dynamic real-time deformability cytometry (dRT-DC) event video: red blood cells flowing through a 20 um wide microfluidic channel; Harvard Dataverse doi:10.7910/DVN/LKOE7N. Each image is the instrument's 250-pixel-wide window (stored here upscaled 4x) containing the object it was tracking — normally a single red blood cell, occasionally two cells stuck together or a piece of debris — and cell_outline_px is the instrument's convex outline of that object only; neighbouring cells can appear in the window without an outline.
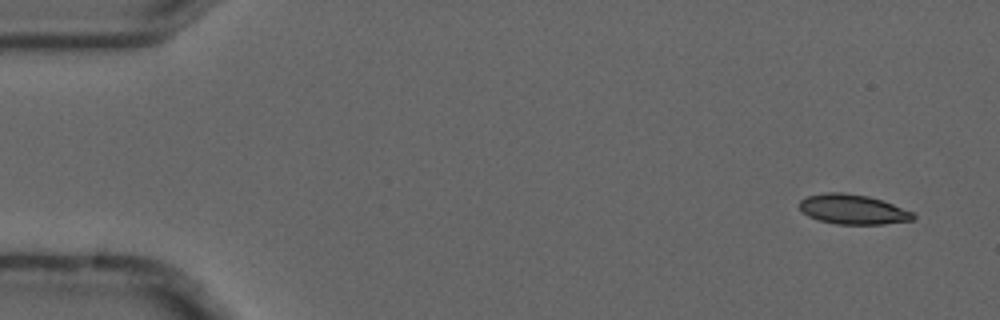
{"species": "common noctule bat (a hibernating species)", "species_latin": "Nyctalus noctula", "temperature_condition": "cold", "stored_images_in_passage": 6, "camera_frame_rate_fps": 3000, "um_per_image_px": 0.085, "animal": {"sex": "male", "forearm_length_mm": 52.5}, "frame": {"image": 1, "passage_image": 1, "time_ms": 0.0, "image_size_px": [1000, 320], "cell_outline_px": [[916, 216], [912, 220], [884, 224], [836, 224], [820, 220], [808, 216], [800, 212], [800, 200], [808, 196], [824, 192], [844, 192], [868, 196], [892, 204], [912, 212]], "centroid_in_image_um": [72.46, 17.79], "position_along_channel_um": 12.5, "area_um2": 19.65}}
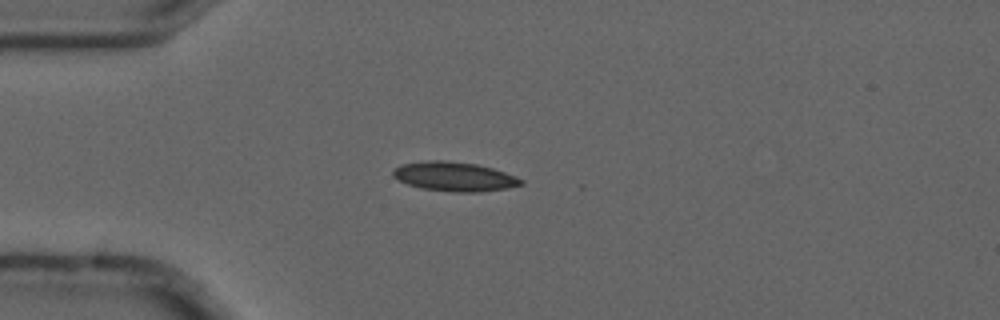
{"frame": {"image": 2, "passage_image": 4, "time_ms": 1.0, "image_size_px": [1000, 320], "cell_outline_px": [[524, 184], [508, 188], [476, 192], [452, 192], [420, 188], [408, 184], [392, 176], [392, 172], [400, 164], [428, 160], [444, 160], [476, 164], [492, 168], [516, 176], [524, 180]], "centroid_in_image_um": [38.63, 15.01], "position_along_channel_um": 46.4, "area_um2": 21.85}}
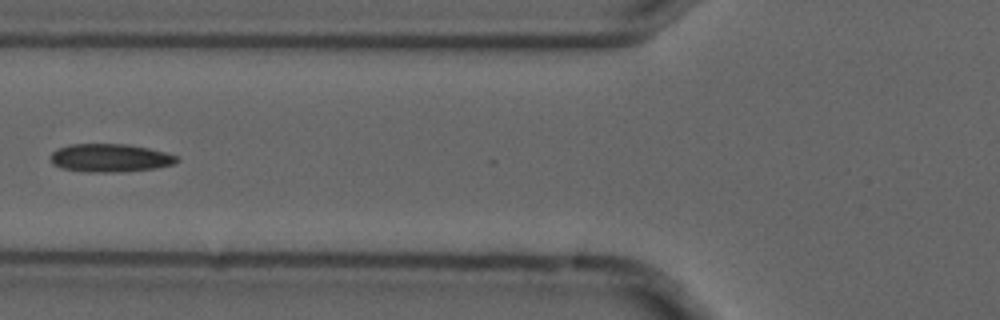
{"frame": {"image": 3, "passage_image": 6, "time_ms": 1.667, "image_size_px": [1000, 320], "cell_outline_px": [[180, 160], [176, 164], [156, 168], [116, 172], [88, 172], [60, 168], [52, 164], [52, 152], [56, 148], [68, 144], [128, 144], [148, 148], [180, 156]], "centroid_in_image_um": [9.38, 13.42], "position_along_channel_um": 116.4, "area_um2": 20.92}}